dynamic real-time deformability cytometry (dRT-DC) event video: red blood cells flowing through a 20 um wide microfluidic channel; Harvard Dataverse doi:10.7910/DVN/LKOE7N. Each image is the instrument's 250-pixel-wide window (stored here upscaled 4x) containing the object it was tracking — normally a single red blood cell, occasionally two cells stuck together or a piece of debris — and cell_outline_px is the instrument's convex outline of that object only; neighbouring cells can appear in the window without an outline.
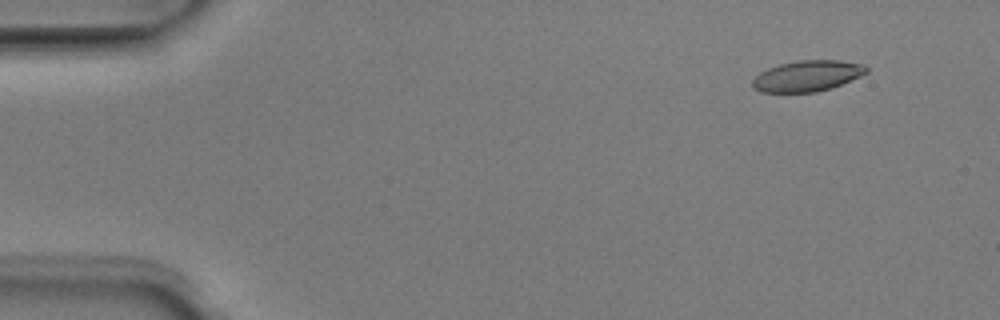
{"species": "Egyptian fruit bat (a non-hibernating species)", "species_latin": "Rousettus aegyptiacus", "temperature_condition": "room temperature", "stored_images_in_passage": 50, "camera_frame_rate_fps": 3000, "um_per_image_px": 0.085, "animal": {"sex": "male"}, "frame": {"image": 1, "passage_image": 5, "time_ms": 1.333, "image_size_px": [1000, 320], "cell_outline_px": [[868, 72], [860, 76], [832, 88], [816, 92], [760, 92], [752, 88], [752, 80], [760, 72], [768, 68], [780, 64], [796, 60], [840, 60], [864, 64], [868, 68]], "centroid_in_image_um": [68.62, 6.45], "position_along_channel_um": 16.4, "area_um2": 20.63}}
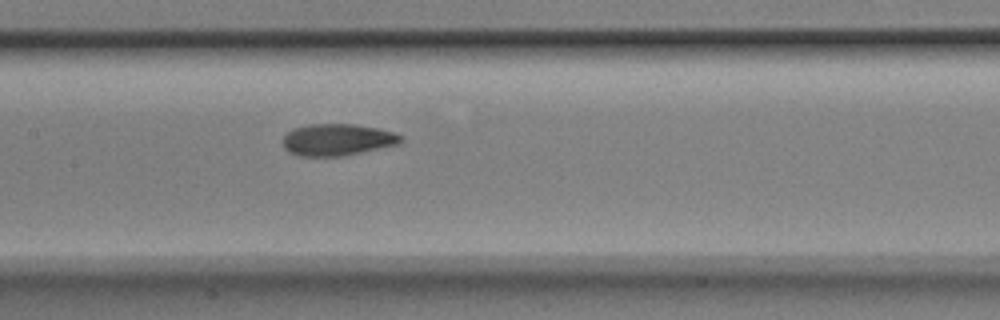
{"frame": {"image": 2, "passage_image": 25, "time_ms": 8.0, "image_size_px": [1000, 320], "cell_outline_px": [[404, 140], [400, 144], [344, 156], [300, 156], [288, 152], [284, 148], [284, 136], [292, 128], [308, 124], [352, 124], [380, 128], [396, 132], [404, 136]], "centroid_in_image_um": [28.73, 11.87], "position_along_channel_um": 178.7, "area_um2": 22.2}}
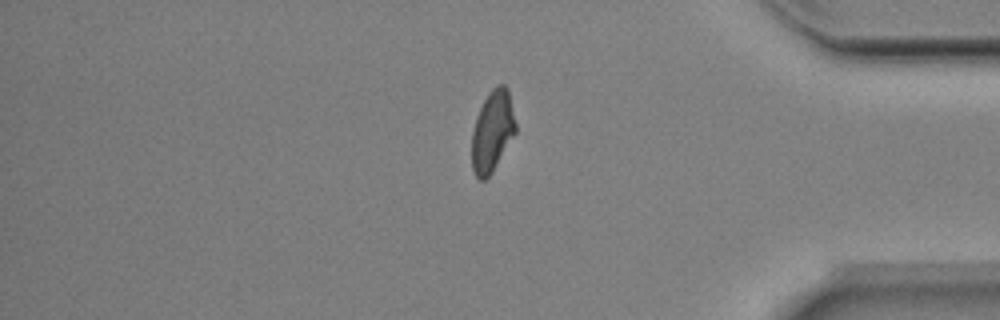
{"frame": {"image": 3, "passage_image": 43, "time_ms": 14.0, "image_size_px": [1000, 320], "cell_outline_px": [[516, 132], [492, 172], [484, 180], [480, 180], [476, 176], [472, 168], [472, 132], [476, 116], [488, 92], [496, 84], [504, 84], [508, 88], [516, 124]], "centroid_in_image_um": [41.85, 11.12], "position_along_channel_um": 393.3, "area_um2": 20.69}}